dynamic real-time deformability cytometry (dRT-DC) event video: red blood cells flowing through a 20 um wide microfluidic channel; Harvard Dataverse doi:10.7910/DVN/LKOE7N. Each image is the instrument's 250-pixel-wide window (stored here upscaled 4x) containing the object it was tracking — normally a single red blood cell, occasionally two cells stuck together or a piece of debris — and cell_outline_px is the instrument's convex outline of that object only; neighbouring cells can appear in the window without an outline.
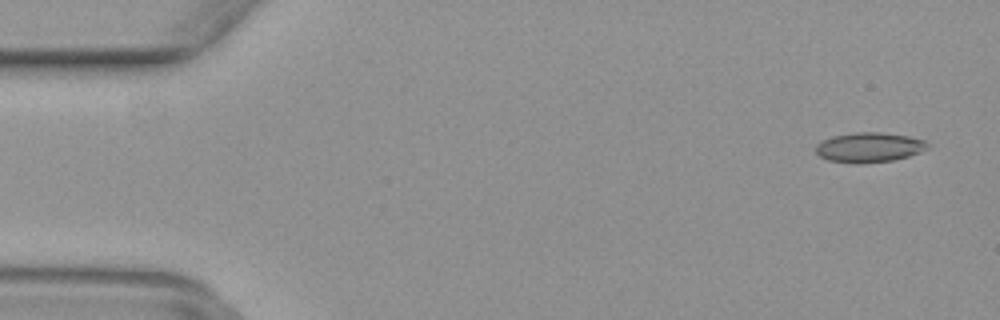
{"species": "common noctule bat (a hibernating species)", "species_latin": "Nyctalus noctula", "temperature_condition": "warm", "stored_images_in_passage": 50, "camera_frame_rate_fps": 3000, "um_per_image_px": 0.085, "animal": {"sex": "female", "body_mass_g": 29.2, "forearm_length_mm": 56.3}, "frame": {"image": 1, "passage_image": 3, "time_ms": 0.667, "image_size_px": [1000, 320], "cell_outline_px": [[928, 148], [920, 152], [908, 156], [892, 160], [864, 164], [856, 164], [828, 160], [820, 156], [816, 152], [816, 144], [832, 136], [856, 132], [880, 132], [908, 136], [924, 140], [928, 144]], "centroid_in_image_um": [73.87, 12.53], "position_along_channel_um": 11.1, "area_um2": 19.42}}
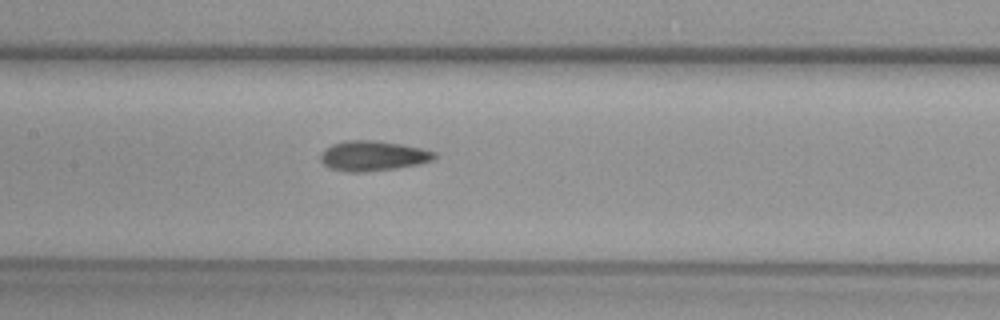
{"frame": {"image": 2, "passage_image": 24, "time_ms": 7.667, "image_size_px": [1000, 320], "cell_outline_px": [[436, 160], [420, 164], [396, 168], [364, 172], [348, 172], [328, 168], [320, 160], [320, 156], [324, 148], [332, 144], [348, 140], [376, 140], [424, 148], [436, 152]], "centroid_in_image_um": [31.72, 13.25], "position_along_channel_um": 175.7, "area_um2": 20.23}}
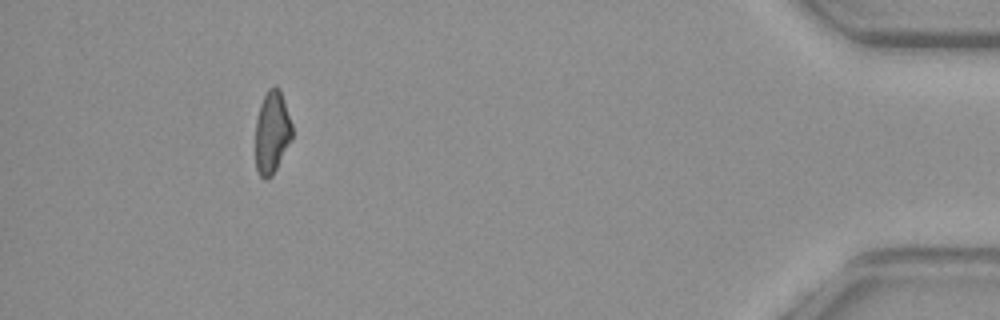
{"frame": {"image": 3, "passage_image": 46, "time_ms": 15.0, "image_size_px": [1000, 320], "cell_outline_px": [[292, 140], [272, 176], [264, 180], [260, 176], [256, 168], [256, 120], [260, 104], [268, 88], [276, 84], [280, 88], [292, 124]], "centroid_in_image_um": [23.13, 11.23], "position_along_channel_um": 412.1, "area_um2": 17.8}}